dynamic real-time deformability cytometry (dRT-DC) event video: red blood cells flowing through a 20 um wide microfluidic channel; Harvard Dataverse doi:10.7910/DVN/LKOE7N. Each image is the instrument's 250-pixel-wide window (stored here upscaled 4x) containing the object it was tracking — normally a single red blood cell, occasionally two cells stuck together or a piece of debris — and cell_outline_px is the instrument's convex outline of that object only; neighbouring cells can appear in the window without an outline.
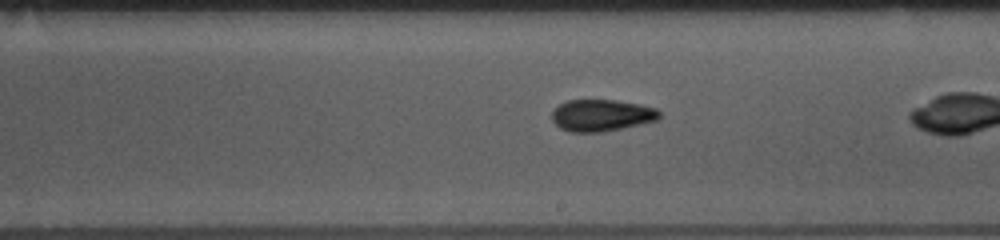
{"species": "common noctule bat (a hibernating species)", "species_latin": "Nyctalus noctula", "temperature_condition": "room temperature", "stored_images_in_passage": 39, "camera_frame_rate_fps": 3000, "um_per_image_px": 0.085, "animal": {"sex": "female", "body_mass_g": 10.0, "forearm_length_mm": 53.1}, "frame": {"image": 1, "passage_image": 28, "time_ms": 9.0, "image_size_px": [1000, 240], "cell_outline_px": [[660, 116], [656, 120], [604, 132], [568, 132], [560, 128], [552, 120], [552, 112], [560, 104], [568, 100], [616, 100], [640, 104], [656, 108], [660, 112]], "centroid_in_image_um": [51.12, 9.8], "position_along_channel_um": 237.9, "area_um2": 19.83}}
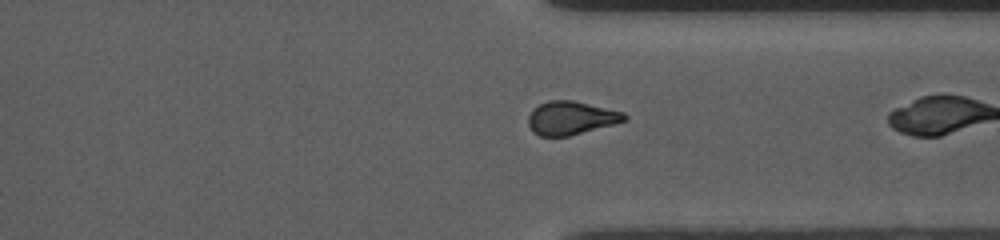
{"frame": {"image": 2, "passage_image": 38, "time_ms": 12.333, "image_size_px": [1000, 240], "cell_outline_px": [[628, 120], [568, 136], [540, 136], [532, 132], [528, 124], [528, 116], [532, 108], [548, 100], [572, 100], [624, 112], [628, 116]], "centroid_in_image_um": [48.51, 10.02], "position_along_channel_um": 362.9, "area_um2": 18.73}}